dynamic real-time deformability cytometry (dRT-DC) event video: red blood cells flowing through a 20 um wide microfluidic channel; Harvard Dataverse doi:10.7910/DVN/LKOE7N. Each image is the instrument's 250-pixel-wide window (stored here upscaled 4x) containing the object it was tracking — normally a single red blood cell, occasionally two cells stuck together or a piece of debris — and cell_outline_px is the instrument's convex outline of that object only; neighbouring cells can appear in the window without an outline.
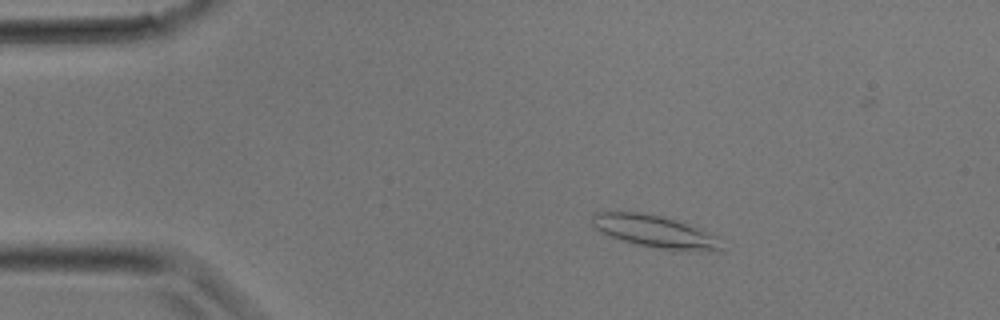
{"species": "common noctule bat (a hibernating species)", "species_latin": "Nyctalus noctula", "temperature_condition": "room temperature", "stored_images_in_passage": 31, "camera_frame_rate_fps": 3000, "um_per_image_px": 0.085, "animal": {"sex": "male", "body_mass_g": 17.9}, "frame": {"image": 1, "passage_image": 6, "time_ms": 1.667, "image_size_px": [1000, 320], "cell_outline_px": [[720, 248], [660, 248], [636, 244], [612, 236], [596, 228], [592, 224], [592, 212], [640, 212], [664, 216], [704, 228], [716, 236]], "centroid_in_image_um": [55.57, 19.59], "position_along_channel_um": 29.4, "area_um2": 23.24}}
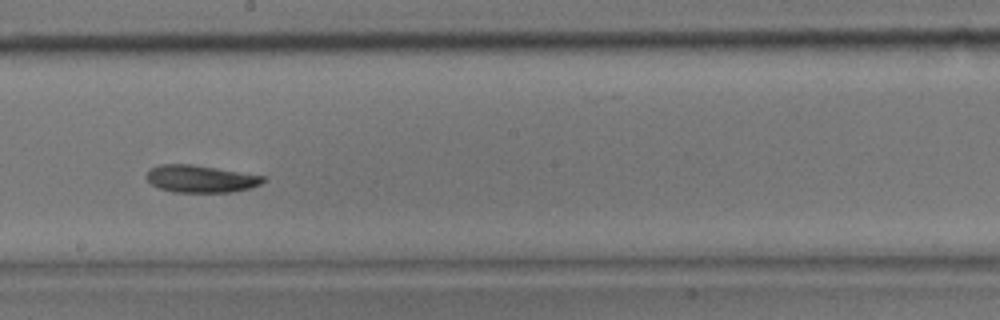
{"frame": {"image": 2, "passage_image": 18, "time_ms": 5.667, "image_size_px": [1000, 320], "cell_outline_px": [[264, 180], [260, 184], [248, 188], [232, 192], [172, 192], [160, 188], [152, 184], [148, 180], [148, 168], [160, 164], [192, 164], [264, 176]], "centroid_in_image_um": [17.02, 15.19], "position_along_channel_um": 231.2, "area_um2": 18.32}}
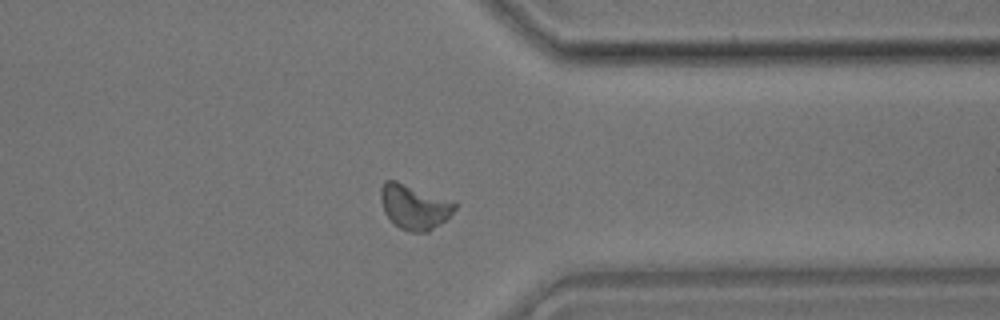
{"frame": {"image": 3, "passage_image": 25, "time_ms": 8.0, "image_size_px": [1000, 320], "cell_outline_px": [[456, 208], [440, 224], [428, 232], [408, 232], [400, 228], [384, 212], [380, 200], [380, 188], [384, 180], [396, 180], [456, 200]], "centroid_in_image_um": [35.22, 17.54], "position_along_channel_um": 376.2, "area_um2": 19.65}}